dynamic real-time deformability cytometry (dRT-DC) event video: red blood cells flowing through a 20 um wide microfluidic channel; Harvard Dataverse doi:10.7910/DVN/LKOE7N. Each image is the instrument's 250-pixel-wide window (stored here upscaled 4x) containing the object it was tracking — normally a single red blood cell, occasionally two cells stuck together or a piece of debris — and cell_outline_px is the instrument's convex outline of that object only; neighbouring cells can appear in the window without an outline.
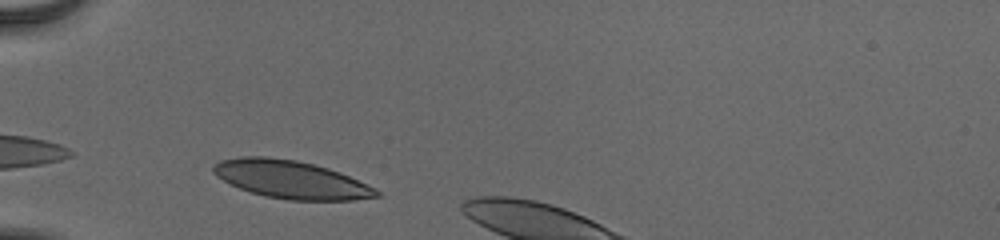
{"species": "human", "species_latin": "Homo sapiens", "temperature_condition": "cold", "stored_images_in_passage": 5, "camera_frame_rate_fps": 3000, "um_per_image_px": 0.085, "donor": {"sex": "male"}, "frame": {"image": 1, "passage_image": 1, "time_ms": 0.0, "image_size_px": [1000, 240], "cell_outline_px": [[380, 196], [352, 200], [288, 200], [264, 196], [240, 188], [216, 176], [212, 172], [212, 164], [220, 160], [240, 156], [268, 156], [296, 160], [328, 168], [340, 172], [376, 188], [380, 192]], "centroid_in_image_um": [24.71, 15.25], "position_along_channel_um": 60.3, "area_um2": 36.07}}